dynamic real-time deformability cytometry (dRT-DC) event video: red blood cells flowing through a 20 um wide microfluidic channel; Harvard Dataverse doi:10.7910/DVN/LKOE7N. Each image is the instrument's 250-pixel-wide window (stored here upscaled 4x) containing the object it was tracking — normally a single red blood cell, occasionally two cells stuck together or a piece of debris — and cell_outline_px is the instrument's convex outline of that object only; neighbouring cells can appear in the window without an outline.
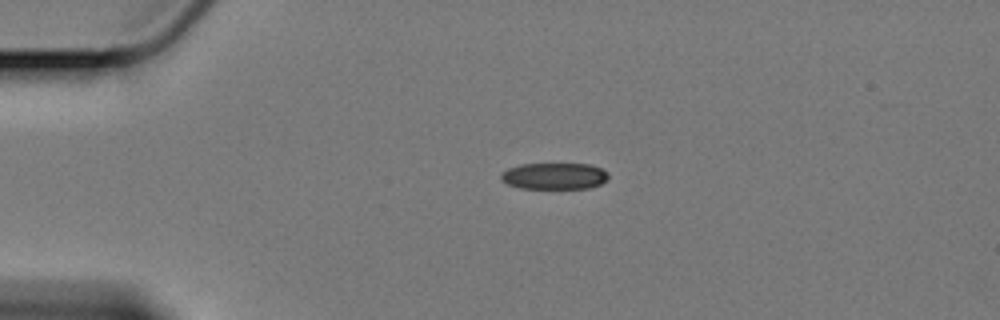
{"species": "Egyptian fruit bat (a non-hibernating species)", "species_latin": "Rousettus aegyptiacus", "temperature_condition": "cold", "stored_images_in_passage": 46, "camera_frame_rate_fps": 3000, "um_per_image_px": 0.085, "animal": {"sex": "female"}, "frame": {"image": 1, "passage_image": 1, "time_ms": 0.0, "image_size_px": [1000, 320], "cell_outline_px": [[608, 176], [600, 184], [588, 188], [520, 188], [508, 184], [500, 180], [500, 172], [508, 168], [520, 164], [592, 164], [608, 172]], "centroid_in_image_um": [47.07, 14.95], "position_along_channel_um": 37.9, "area_um2": 16.59}}
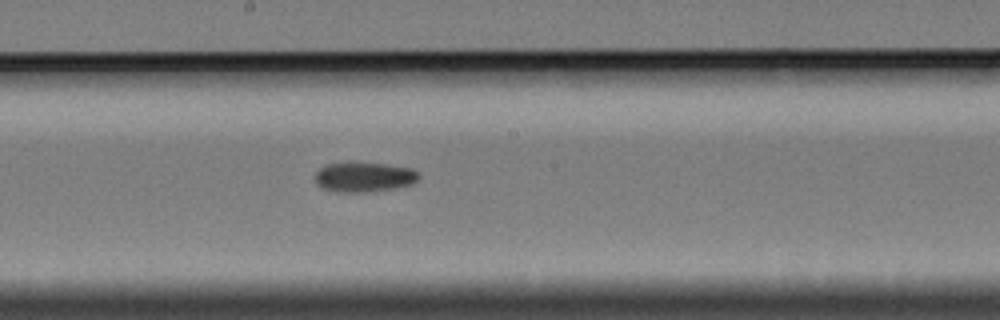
{"frame": {"image": 2, "passage_image": 20, "time_ms": 6.333, "image_size_px": [1000, 320], "cell_outline_px": [[420, 176], [412, 184], [392, 188], [364, 192], [340, 192], [324, 188], [316, 184], [316, 172], [320, 168], [328, 164], [348, 160], [384, 164], [412, 168]], "centroid_in_image_um": [30.91, 15.01], "position_along_channel_um": 217.3, "area_um2": 18.15}}
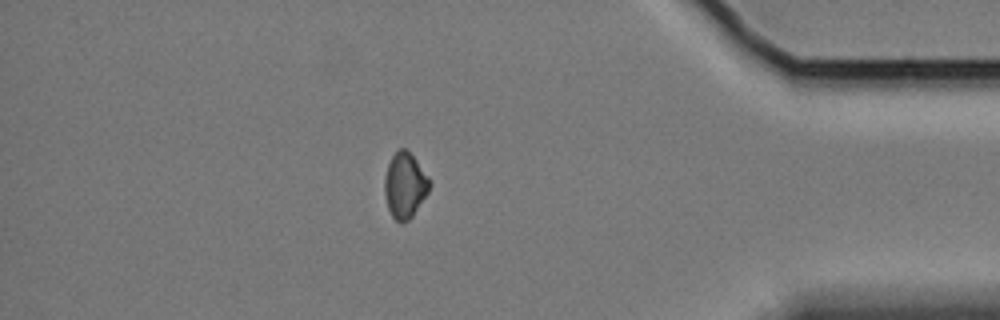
{"frame": {"image": 3, "passage_image": 39, "time_ms": 12.667, "image_size_px": [1000, 320], "cell_outline_px": [[432, 184], [428, 192], [412, 216], [408, 220], [400, 224], [392, 216], [388, 208], [384, 192], [384, 176], [388, 164], [392, 156], [400, 148], [404, 148], [416, 160], [432, 180]], "centroid_in_image_um": [34.42, 15.76], "position_along_channel_um": 400.8, "area_um2": 17.17}}